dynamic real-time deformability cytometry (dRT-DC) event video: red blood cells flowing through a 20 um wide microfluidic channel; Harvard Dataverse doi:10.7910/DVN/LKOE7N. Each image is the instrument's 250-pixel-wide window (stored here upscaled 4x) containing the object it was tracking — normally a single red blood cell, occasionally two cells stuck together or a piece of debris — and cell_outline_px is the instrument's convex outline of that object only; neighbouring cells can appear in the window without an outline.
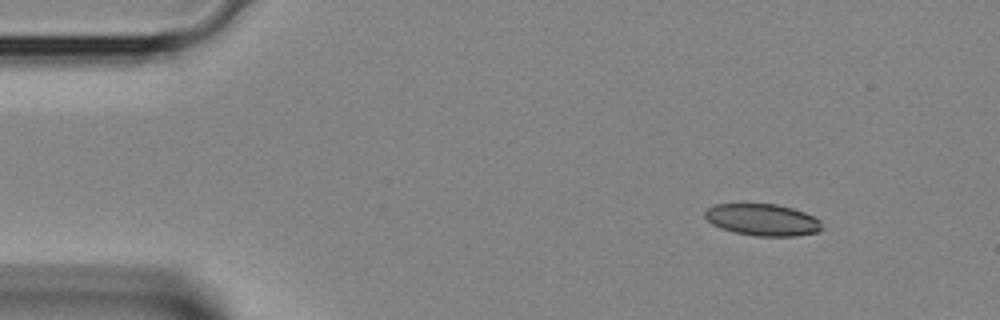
{"species": "Egyptian fruit bat (a non-hibernating species)", "species_latin": "Rousettus aegyptiacus", "temperature_condition": "room temperature", "stored_images_in_passage": 4, "camera_frame_rate_fps": 3000, "um_per_image_px": 0.085, "animal": {"sex": "female"}, "frame": {"image": 1, "passage_image": 1, "time_ms": 0.0, "image_size_px": [1000, 320], "cell_outline_px": [[824, 228], [820, 232], [796, 236], [756, 236], [736, 232], [720, 228], [712, 224], [704, 216], [704, 212], [708, 208], [716, 204], [776, 204], [792, 208], [804, 212], [820, 220]], "centroid_in_image_um": [64.85, 18.69], "position_along_channel_um": 20.2, "area_um2": 21.73}}